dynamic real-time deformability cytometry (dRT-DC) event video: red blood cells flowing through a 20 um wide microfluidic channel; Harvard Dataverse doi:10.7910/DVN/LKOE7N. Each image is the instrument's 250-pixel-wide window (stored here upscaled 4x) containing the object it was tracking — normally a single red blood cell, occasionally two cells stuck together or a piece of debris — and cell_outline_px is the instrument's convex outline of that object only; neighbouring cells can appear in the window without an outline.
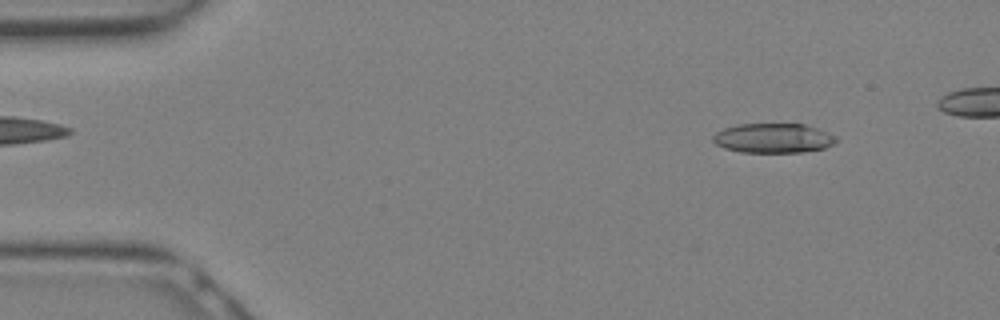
{"species": "Egyptian fruit bat (a non-hibernating species)", "species_latin": "Rousettus aegyptiacus", "temperature_condition": "warm", "stored_images_in_passage": 13, "camera_frame_rate_fps": 3000, "um_per_image_px": 0.085, "animal": {"sex": "female"}, "frame": {"image": 1, "passage_image": 4, "time_ms": 1.0, "image_size_px": [1000, 320], "cell_outline_px": [[836, 140], [832, 144], [824, 148], [800, 152], [740, 152], [724, 148], [716, 144], [712, 140], [712, 136], [716, 132], [724, 128], [736, 124], [804, 124], [816, 128], [836, 136]], "centroid_in_image_um": [65.67, 11.74], "position_along_channel_um": 19.3, "area_um2": 21.1}}
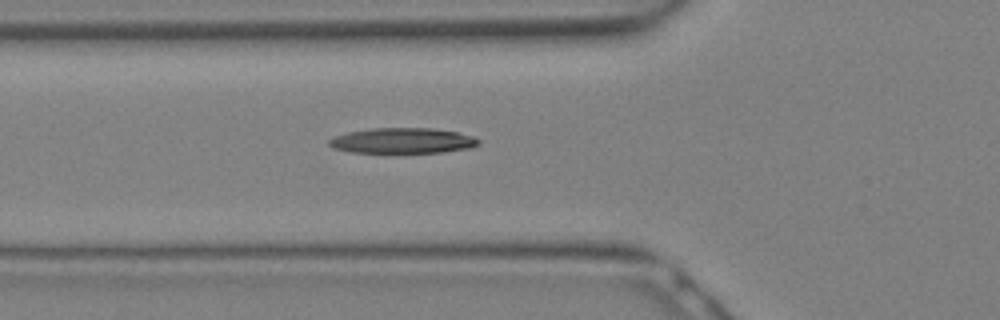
{"frame": {"image": 2, "passage_image": 11, "time_ms": 3.333, "image_size_px": [1000, 320], "cell_outline_px": [[480, 144], [472, 148], [440, 152], [352, 152], [332, 148], [328, 144], [328, 140], [336, 136], [348, 132], [372, 128], [432, 128], [456, 132], [472, 136], [480, 140]], "centroid_in_image_um": [34.23, 11.95], "position_along_channel_um": 91.6, "area_um2": 22.02}}
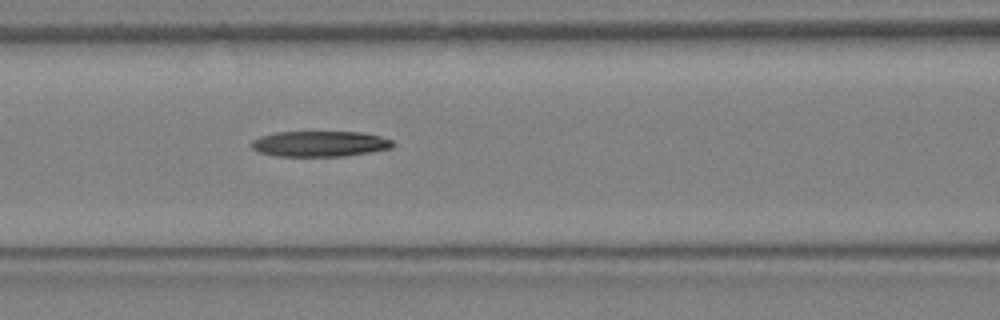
{"frame": {"image": 3, "passage_image": 13, "time_ms": 4.0, "image_size_px": [1000, 320], "cell_outline_px": [[396, 144], [392, 148], [344, 156], [276, 156], [260, 152], [252, 148], [252, 140], [260, 136], [276, 132], [364, 132], [380, 136], [392, 140]], "centroid_in_image_um": [27.21, 12.22], "position_along_channel_um": 139.4, "area_um2": 21.1}}